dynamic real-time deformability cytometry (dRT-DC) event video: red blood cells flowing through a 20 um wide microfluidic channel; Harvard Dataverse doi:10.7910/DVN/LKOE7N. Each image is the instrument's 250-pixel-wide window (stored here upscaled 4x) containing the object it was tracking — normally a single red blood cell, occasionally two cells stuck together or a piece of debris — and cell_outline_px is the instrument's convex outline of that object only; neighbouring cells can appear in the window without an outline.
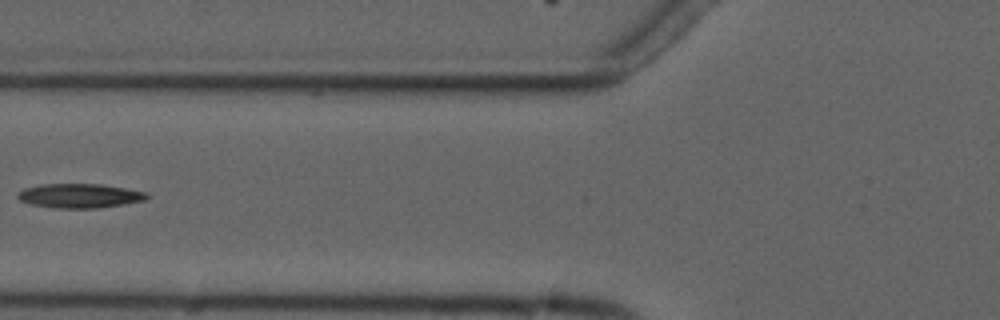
{"species": "common noctule bat (a hibernating species)", "species_latin": "Nyctalus noctula", "temperature_condition": "cold", "stored_images_in_passage": 9, "camera_frame_rate_fps": 3000, "um_per_image_px": 0.085, "animal": {"sex": "male", "forearm_length_mm": 52.5}, "frame": {"image": 1, "passage_image": 7, "time_ms": 7.0, "image_size_px": [1000, 320], "cell_outline_px": [[152, 196], [144, 200], [124, 204], [96, 208], [56, 208], [32, 204], [20, 200], [16, 196], [16, 192], [24, 188], [40, 184], [100, 184], [128, 188], [148, 192]], "centroid_in_image_um": [6.79, 16.63], "position_along_channel_um": 119.0, "area_um2": 18.44}}
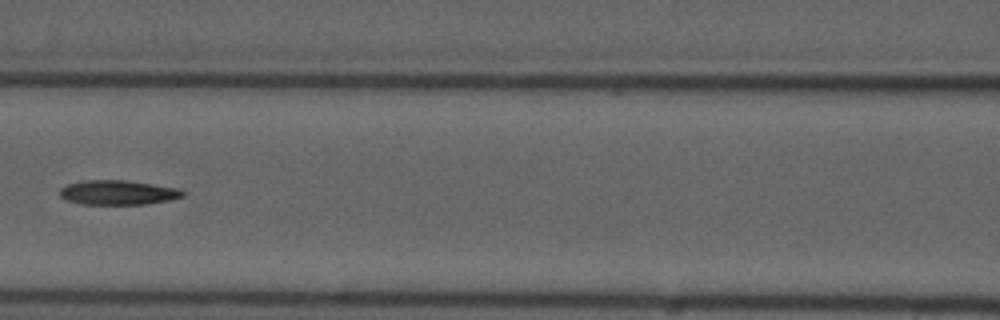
{"frame": {"image": 2, "passage_image": 8, "time_ms": 8.0, "image_size_px": [1000, 320], "cell_outline_px": [[184, 196], [168, 200], [144, 204], [84, 204], [68, 200], [60, 196], [60, 188], [68, 184], [84, 180], [124, 180], [152, 184], [176, 188], [184, 192]], "centroid_in_image_um": [10.0, 16.36], "position_along_channel_um": 156.6, "area_um2": 17.28}}
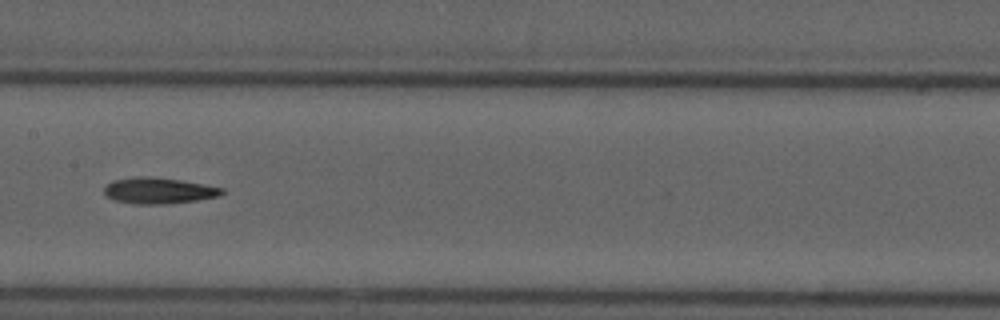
{"frame": {"image": 3, "passage_image": 9, "time_ms": 9.0, "image_size_px": [1000, 320], "cell_outline_px": [[224, 192], [220, 196], [196, 200], [168, 204], [136, 204], [116, 200], [108, 196], [104, 192], [104, 188], [112, 180], [140, 176], [148, 176], [180, 180], [204, 184], [224, 188]], "centroid_in_image_um": [13.52, 16.2], "position_along_channel_um": 193.9, "area_um2": 17.8}}